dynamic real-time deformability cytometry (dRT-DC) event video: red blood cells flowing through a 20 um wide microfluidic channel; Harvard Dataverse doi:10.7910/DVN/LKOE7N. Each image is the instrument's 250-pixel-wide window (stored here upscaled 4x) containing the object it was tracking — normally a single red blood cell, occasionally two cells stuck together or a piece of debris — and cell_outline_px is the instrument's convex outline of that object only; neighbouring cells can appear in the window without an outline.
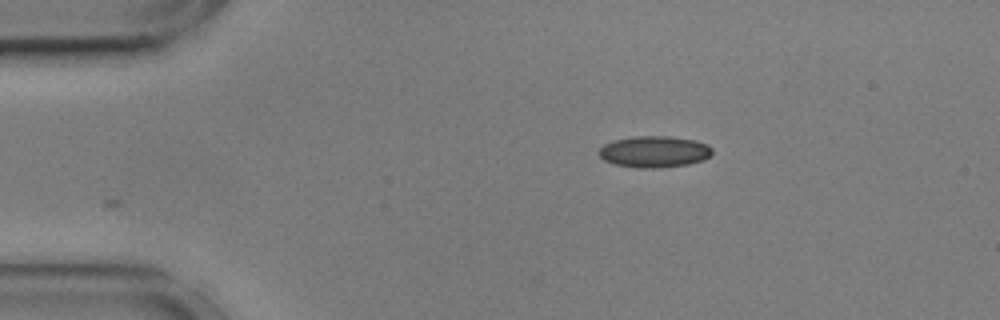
{"species": "common noctule bat (a hibernating species)", "species_latin": "Nyctalus noctula", "temperature_condition": "cold", "stored_images_in_passage": 35, "camera_frame_rate_fps": 3000, "um_per_image_px": 0.085, "animal": {"sex": "male", "body_mass_g": 17.9, "forearm_length_mm": 54.2}, "frame": {"image": 1, "passage_image": 1, "time_ms": 0.0, "image_size_px": [1000, 320], "cell_outline_px": [[712, 152], [704, 160], [688, 164], [660, 168], [640, 168], [616, 164], [604, 160], [596, 152], [604, 144], [616, 140], [636, 136], [668, 136], [696, 140], [708, 144], [712, 148]], "centroid_in_image_um": [55.63, 12.89], "position_along_channel_um": 29.4, "area_um2": 20.75}}
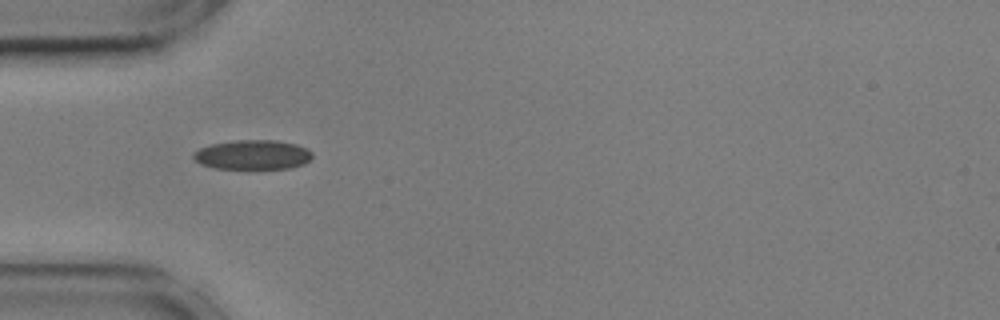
{"frame": {"image": 2, "passage_image": 8, "time_ms": 2.333, "image_size_px": [1000, 320], "cell_outline_px": [[312, 156], [304, 164], [288, 168], [248, 172], [216, 168], [200, 164], [192, 156], [192, 152], [200, 148], [212, 144], [236, 140], [276, 140], [296, 144], [308, 148], [312, 152]], "centroid_in_image_um": [21.47, 13.2], "position_along_channel_um": 63.5, "area_um2": 21.39}}
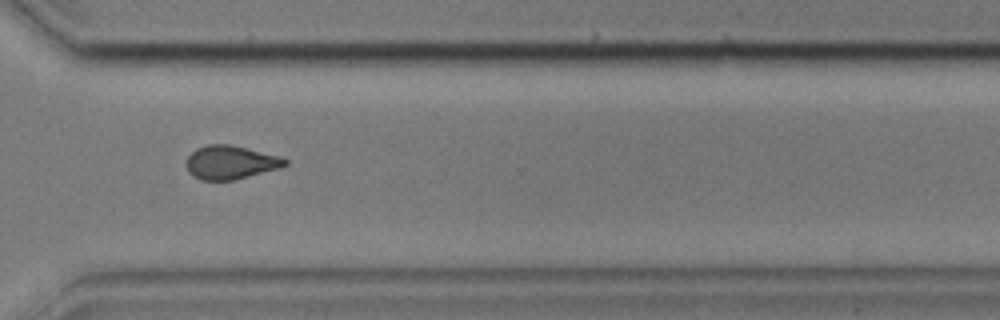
{"frame": {"image": 3, "passage_image": 32, "time_ms": 10.333, "image_size_px": [1000, 320], "cell_outline_px": [[288, 164], [280, 168], [236, 180], [200, 180], [188, 172], [184, 164], [188, 156], [196, 148], [208, 144], [232, 144], [280, 156], [288, 160]], "centroid_in_image_um": [19.59, 13.8], "position_along_channel_um": 351.0, "area_um2": 19.65}, "authors_computed_cell_mechanics": {"area_um2": 19.7676, "velocity_mm_per_s": 3.5991, "shape_relaxation_time_tau1_ms": 9.692, "shape_relaxation_time_tau2_ms": 2.8752, "deformation_change_tau1": 0.1614, "deformation_change_tau2": 0.0868}}